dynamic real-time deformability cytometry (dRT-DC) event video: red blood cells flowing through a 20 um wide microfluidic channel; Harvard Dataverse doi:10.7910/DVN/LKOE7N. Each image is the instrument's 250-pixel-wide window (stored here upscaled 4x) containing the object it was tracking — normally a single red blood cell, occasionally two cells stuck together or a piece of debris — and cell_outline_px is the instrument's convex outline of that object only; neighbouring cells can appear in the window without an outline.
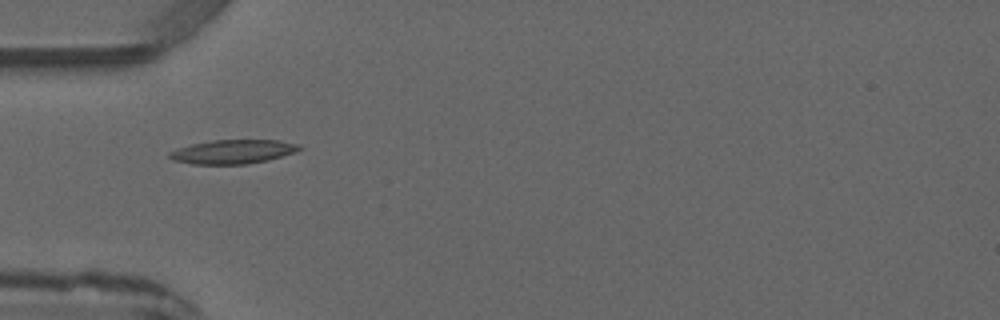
{"species": "common noctule bat (a hibernating species)", "species_latin": "Nyctalus noctula", "temperature_condition": "warm", "stored_images_in_passage": 4, "camera_frame_rate_fps": 3000, "um_per_image_px": 0.085, "animal": {"sex": "male", "forearm_length_mm": 52.5}, "frame": {"image": 1, "passage_image": 4, "time_ms": 4.333, "image_size_px": [1000, 320], "cell_outline_px": [[304, 148], [296, 152], [268, 160], [244, 164], [192, 164], [172, 160], [168, 156], [168, 152], [192, 144], [212, 140], [280, 140], [300, 144]], "centroid_in_image_um": [19.84, 12.89], "position_along_channel_um": 65.2, "area_um2": 18.21}}